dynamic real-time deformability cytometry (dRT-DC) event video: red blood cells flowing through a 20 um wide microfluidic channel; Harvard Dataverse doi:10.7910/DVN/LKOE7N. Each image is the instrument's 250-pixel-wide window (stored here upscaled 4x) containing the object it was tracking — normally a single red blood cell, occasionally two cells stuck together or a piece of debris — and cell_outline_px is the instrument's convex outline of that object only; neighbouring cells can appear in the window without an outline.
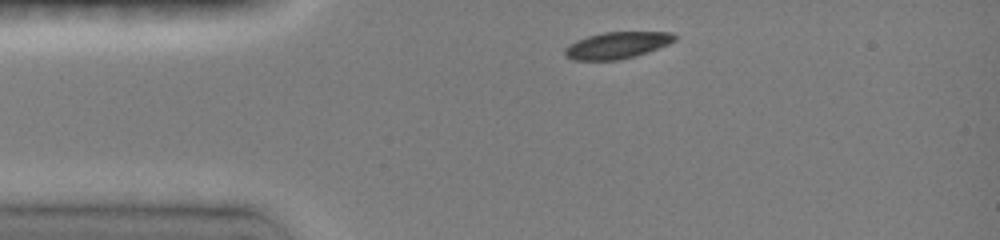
{"species": "common noctule bat (a hibernating species)", "species_latin": "Nyctalus noctula", "temperature_condition": "room temperature", "stored_images_in_passage": 4, "camera_frame_rate_fps": 3000, "um_per_image_px": 0.085, "animal": {"sex": "female", "body_mass_g": 19.0, "forearm_length_mm": 51.5}, "frame": {"image": 1, "passage_image": 1, "time_ms": 0.0, "image_size_px": [1000, 240], "cell_outline_px": [[676, 40], [668, 44], [636, 56], [620, 60], [572, 60], [564, 56], [564, 48], [568, 44], [576, 40], [588, 36], [604, 32], [672, 32], [676, 36]], "centroid_in_image_um": [52.41, 3.85], "position_along_channel_um": 32.6, "area_um2": 17.17}}
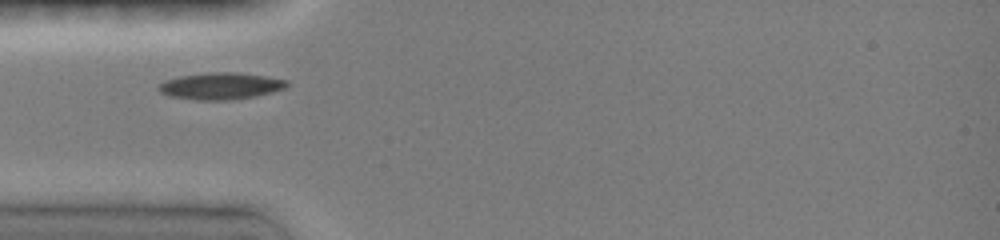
{"frame": {"image": 2, "passage_image": 3, "time_ms": 1.667, "image_size_px": [1000, 240], "cell_outline_px": [[288, 84], [284, 88], [272, 92], [256, 96], [232, 100], [196, 100], [168, 96], [160, 92], [156, 88], [164, 80], [180, 76], [208, 72], [236, 72], [264, 76], [288, 80]], "centroid_in_image_um": [18.72, 7.31], "position_along_channel_um": 66.3, "area_um2": 20.11}}